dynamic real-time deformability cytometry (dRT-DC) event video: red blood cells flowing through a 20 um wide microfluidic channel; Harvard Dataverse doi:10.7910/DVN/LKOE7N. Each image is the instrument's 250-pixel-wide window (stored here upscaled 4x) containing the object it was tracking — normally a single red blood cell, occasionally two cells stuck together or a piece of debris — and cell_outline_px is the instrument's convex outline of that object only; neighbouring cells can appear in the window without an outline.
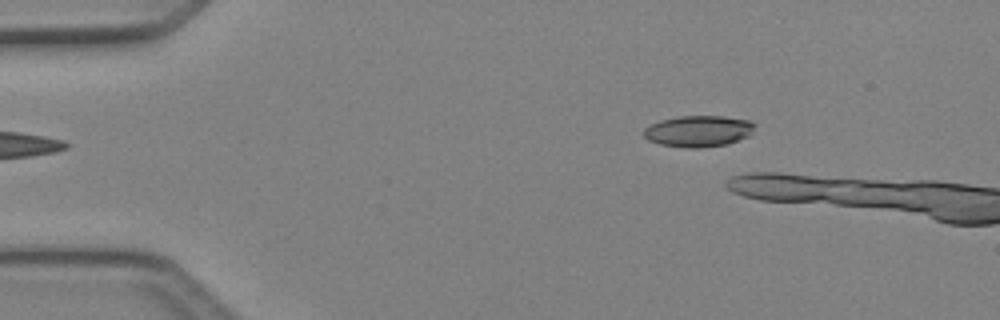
{"species": "Egyptian fruit bat (a non-hibernating species)", "species_latin": "Rousettus aegyptiacus", "temperature_condition": "cold", "stored_images_in_passage": 2, "camera_frame_rate_fps": 3000, "um_per_image_px": 0.085, "animal": {"sex": "female"}, "frame": {"image": 1, "passage_image": 1, "time_ms": 0.0, "image_size_px": [1000, 320], "cell_outline_px": [[756, 124], [752, 132], [748, 136], [728, 144], [700, 148], [688, 148], [660, 144], [648, 140], [644, 136], [644, 128], [660, 120], [680, 116], [724, 116], [748, 120]], "centroid_in_image_um": [59.38, 11.15], "position_along_channel_um": 25.6, "area_um2": 20.23}}